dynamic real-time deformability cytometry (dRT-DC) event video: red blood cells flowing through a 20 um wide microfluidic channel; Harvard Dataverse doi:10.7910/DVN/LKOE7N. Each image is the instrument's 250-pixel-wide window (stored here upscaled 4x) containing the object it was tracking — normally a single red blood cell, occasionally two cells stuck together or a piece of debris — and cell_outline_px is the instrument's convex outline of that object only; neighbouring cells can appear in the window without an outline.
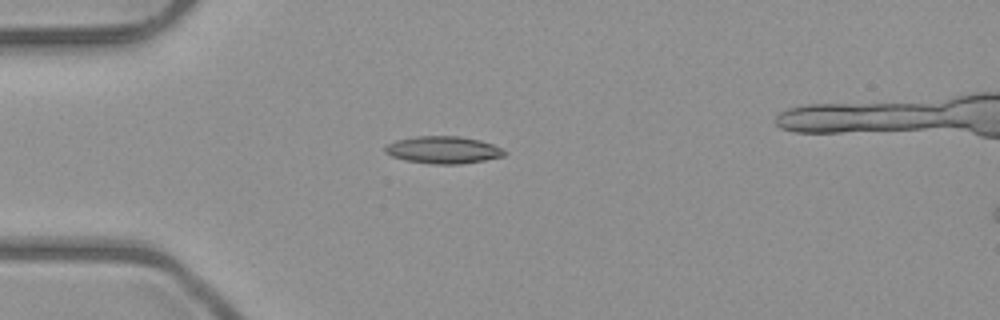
{"species": "common noctule bat (a hibernating species)", "species_latin": "Nyctalus noctula", "temperature_condition": "room temperature", "stored_images_in_passage": 6, "camera_frame_rate_fps": 3000, "um_per_image_px": 0.085, "animal": {"sex": "male", "body_mass_g": 23.1, "forearm_length_mm": 52.7}, "frame": {"image": 1, "passage_image": 4, "time_ms": 3.667, "image_size_px": [1000, 320], "cell_outline_px": [[508, 152], [504, 156], [484, 160], [460, 164], [432, 164], [404, 160], [392, 156], [384, 152], [384, 148], [388, 144], [396, 140], [416, 136], [460, 136], [480, 140], [492, 144]], "centroid_in_image_um": [37.67, 12.74], "position_along_channel_um": 47.3, "area_um2": 18.96}}
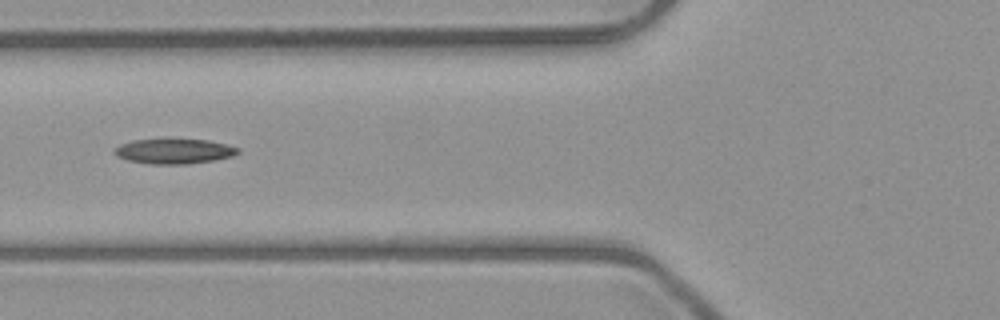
{"frame": {"image": 2, "passage_image": 6, "time_ms": 5.667, "image_size_px": [1000, 320], "cell_outline_px": [[240, 152], [232, 156], [212, 160], [188, 164], [152, 164], [128, 160], [116, 156], [112, 152], [112, 148], [120, 144], [132, 140], [168, 136], [208, 140], [228, 144], [240, 148]], "centroid_in_image_um": [14.75, 12.8], "position_along_channel_um": 111.0, "area_um2": 19.02}}